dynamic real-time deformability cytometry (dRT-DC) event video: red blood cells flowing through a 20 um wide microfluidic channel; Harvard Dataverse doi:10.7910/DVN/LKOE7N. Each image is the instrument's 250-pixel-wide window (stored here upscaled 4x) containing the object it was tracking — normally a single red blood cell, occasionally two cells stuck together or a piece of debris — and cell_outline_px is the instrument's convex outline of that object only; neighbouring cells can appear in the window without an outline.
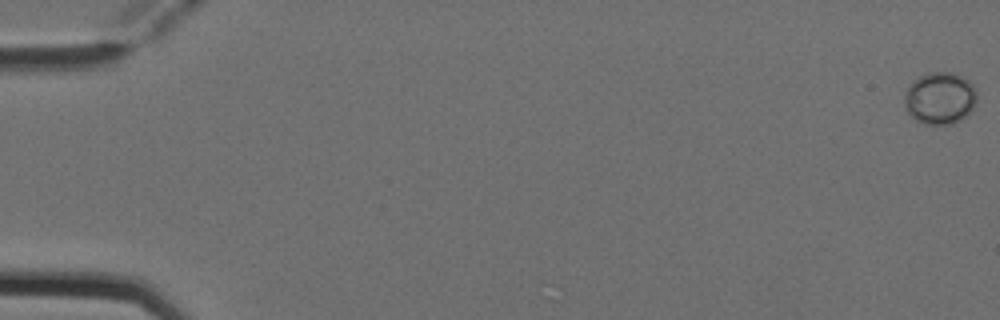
{"species": "Egyptian fruit bat (a non-hibernating species)", "species_latin": "Rousettus aegyptiacus", "temperature_condition": "cold", "stored_images_in_passage": 7, "camera_frame_rate_fps": 3000, "um_per_image_px": 0.085, "animal": {"sex": "female"}, "frame": {"image": 1, "passage_image": 1, "time_ms": 0.0, "image_size_px": [1000, 320], "cell_outline_px": [[976, 100], [972, 108], [960, 120], [952, 124], [924, 124], [916, 120], [904, 108], [904, 92], [908, 84], [912, 80], [928, 72], [952, 72], [968, 80], [976, 88]], "centroid_in_image_um": [79.85, 8.33], "position_along_channel_um": 5.2, "area_um2": 22.14}}
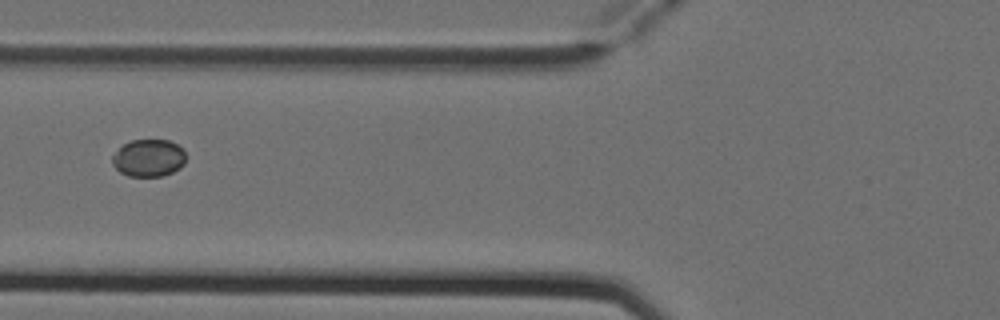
{"frame": {"image": 2, "passage_image": 6, "time_ms": 1.667, "image_size_px": [1000, 320], "cell_outline_px": [[184, 164], [180, 168], [164, 176], [128, 176], [120, 172], [112, 164], [112, 156], [120, 144], [132, 140], [168, 140], [184, 148]], "centroid_in_image_um": [12.61, 13.42], "position_along_channel_um": 113.2, "area_um2": 16.18}}
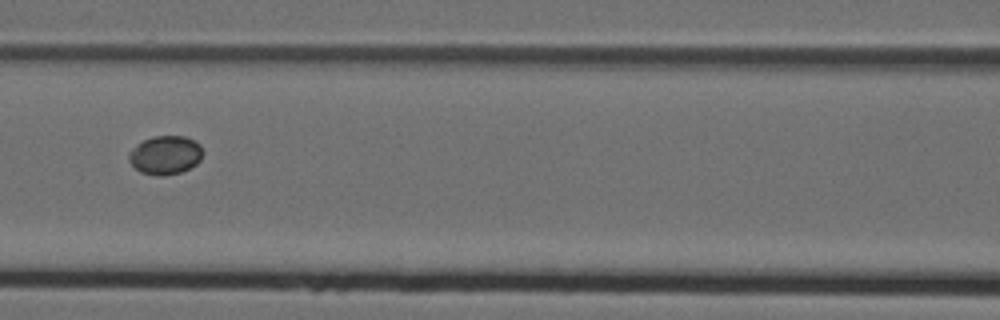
{"frame": {"image": 3, "passage_image": 7, "time_ms": 2.0, "image_size_px": [1000, 320], "cell_outline_px": [[204, 152], [200, 160], [196, 164], [180, 172], [164, 176], [156, 176], [140, 172], [128, 160], [128, 152], [144, 140], [152, 136], [184, 136], [200, 144]], "centroid_in_image_um": [14.05, 13.18], "position_along_channel_um": 152.5, "area_um2": 16.65}}